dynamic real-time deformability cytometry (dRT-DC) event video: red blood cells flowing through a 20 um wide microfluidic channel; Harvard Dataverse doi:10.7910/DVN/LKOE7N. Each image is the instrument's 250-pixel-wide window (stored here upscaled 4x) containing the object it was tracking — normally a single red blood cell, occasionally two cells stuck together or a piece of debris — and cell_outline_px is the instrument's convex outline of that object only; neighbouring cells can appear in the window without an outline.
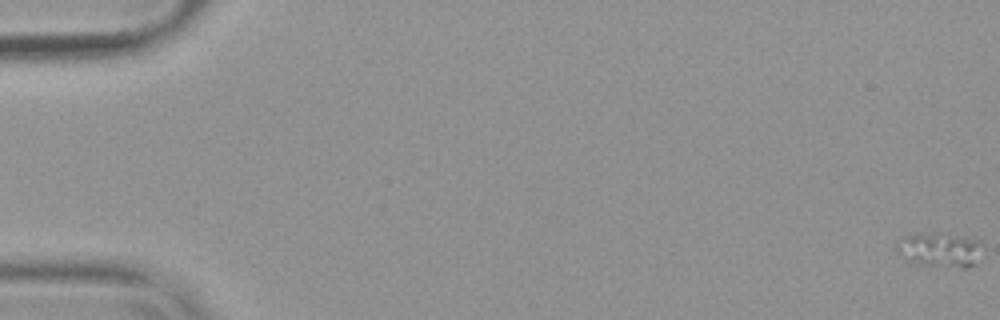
{"species": "common noctule bat (a hibernating species)", "species_latin": "Nyctalus noctula", "temperature_condition": "warm", "stored_images_in_passage": 55, "camera_frame_rate_fps": 3000, "um_per_image_px": 0.085, "animal": {"sex": "female", "body_mass_g": 19.9}, "frame": {"image": 1, "passage_image": 1, "time_ms": 0.0, "image_size_px": [1000, 320], "cell_outline_px": [[980, 244], [976, 264], [968, 268], [960, 268], [920, 264], [904, 260], [900, 256], [896, 248], [896, 240], [900, 236], [956, 236], [980, 240]], "centroid_in_image_um": [79.84, 21.3], "position_along_channel_um": 5.2, "area_um2": 16.47}}
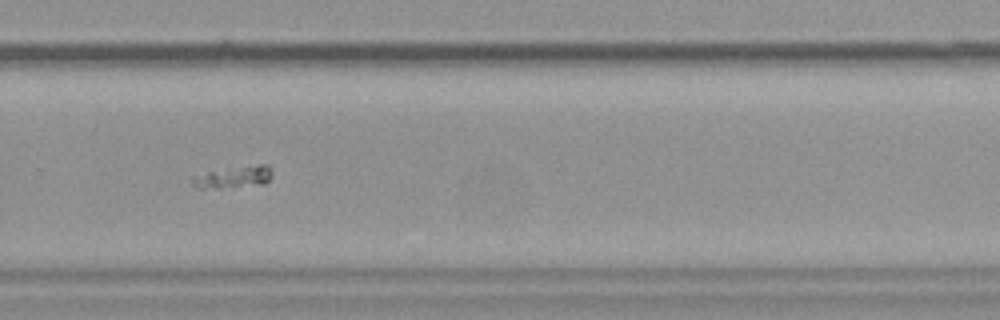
{"frame": {"image": 2, "passage_image": 39, "time_ms": 12.667, "image_size_px": [1000, 320], "cell_outline_px": [[272, 176], [264, 184], [220, 188], [196, 188], [192, 184], [192, 176], [208, 172], [228, 168], [260, 164], [268, 164], [272, 172]], "centroid_in_image_um": [19.87, 15.05], "position_along_channel_um": 309.9, "area_um2": 10.12}}
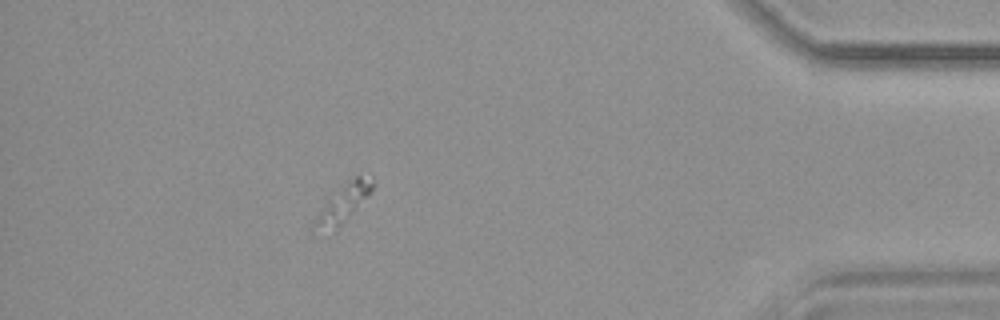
{"frame": {"image": 3, "passage_image": 50, "time_ms": 16.333, "image_size_px": [1000, 320], "cell_outline_px": [[376, 184], [368, 196], [340, 224], [312, 224], [316, 216], [328, 200], [340, 188], [356, 176], [372, 176]], "centroid_in_image_um": [29.36, 17.06], "position_along_channel_um": 405.8, "area_um2": 10.98}}